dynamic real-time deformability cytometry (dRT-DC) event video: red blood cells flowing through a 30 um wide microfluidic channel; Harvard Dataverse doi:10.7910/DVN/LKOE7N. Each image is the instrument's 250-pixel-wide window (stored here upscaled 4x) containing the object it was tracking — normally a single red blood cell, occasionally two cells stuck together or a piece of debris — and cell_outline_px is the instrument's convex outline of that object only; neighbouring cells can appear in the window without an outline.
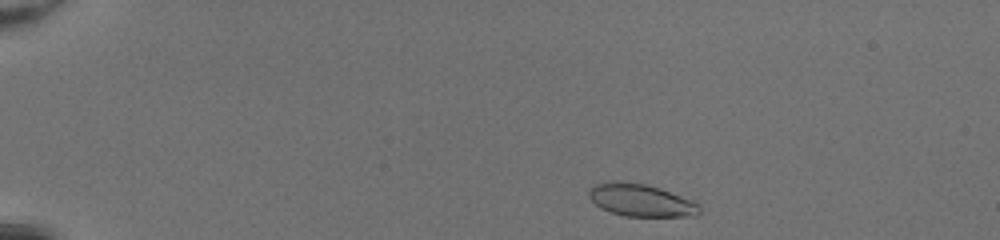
{"species": "common noctule bat (a hibernating species)", "species_latin": "Nyctalus noctula", "temperature_condition": "room temperature", "stored_images_in_passage": 42, "camera_frame_rate_fps": 3000, "um_per_image_px": 0.085, "animal": {"sex": "female", "body_mass_g": 20.0, "forearm_length_mm": 54.0}, "frame": {"image": 1, "passage_image": 2, "time_ms": 0.333, "image_size_px": [1000, 240], "cell_outline_px": [[700, 212], [696, 216], [624, 216], [600, 208], [588, 196], [588, 192], [596, 184], [608, 180], [620, 180], [644, 184], [660, 188], [692, 200], [700, 204]], "centroid_in_image_um": [54.48, 17.01], "position_along_channel_um": 30.5, "area_um2": 20.98}}
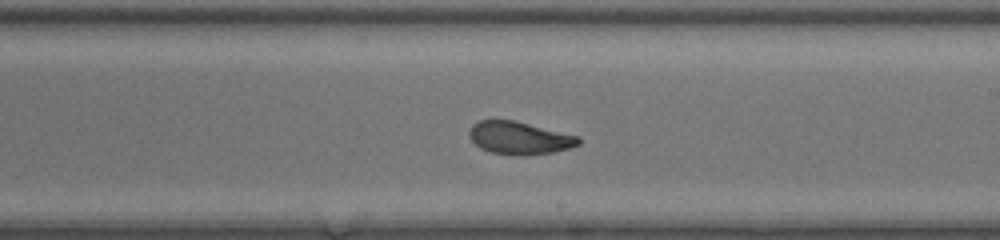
{"frame": {"image": 2, "passage_image": 24, "time_ms": 7.667, "image_size_px": [1000, 240], "cell_outline_px": [[580, 144], [568, 148], [552, 152], [520, 156], [512, 156], [492, 152], [480, 148], [468, 136], [468, 132], [472, 124], [480, 120], [512, 120], [580, 136]], "centroid_in_image_um": [44.13, 11.73], "position_along_channel_um": 244.9, "area_um2": 20.81}}
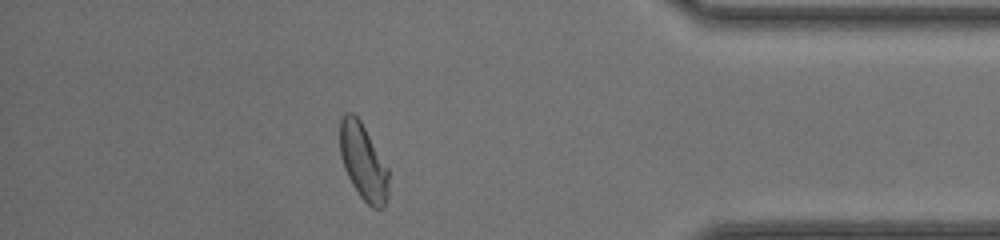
{"frame": {"image": 3, "passage_image": 37, "time_ms": 12.0, "image_size_px": [1000, 240], "cell_outline_px": [[388, 196], [384, 204], [380, 208], [372, 208], [360, 196], [352, 184], [344, 168], [340, 156], [340, 120], [344, 112], [352, 112], [360, 120], [388, 168]], "centroid_in_image_um": [30.86, 13.74], "position_along_channel_um": 404.3, "area_um2": 21.44}, "authors_computed_cell_mechanics": {"area_um2": 21.2993, "velocity_mm_per_s": 4.2973, "shape_relaxation_time_tau1_ms": 6.0548, "shape_relaxation_time_tau2_ms": 1.4009, "deformation_change_tau1": 0.2138, "deformation_change_tau2": 0.0505}}